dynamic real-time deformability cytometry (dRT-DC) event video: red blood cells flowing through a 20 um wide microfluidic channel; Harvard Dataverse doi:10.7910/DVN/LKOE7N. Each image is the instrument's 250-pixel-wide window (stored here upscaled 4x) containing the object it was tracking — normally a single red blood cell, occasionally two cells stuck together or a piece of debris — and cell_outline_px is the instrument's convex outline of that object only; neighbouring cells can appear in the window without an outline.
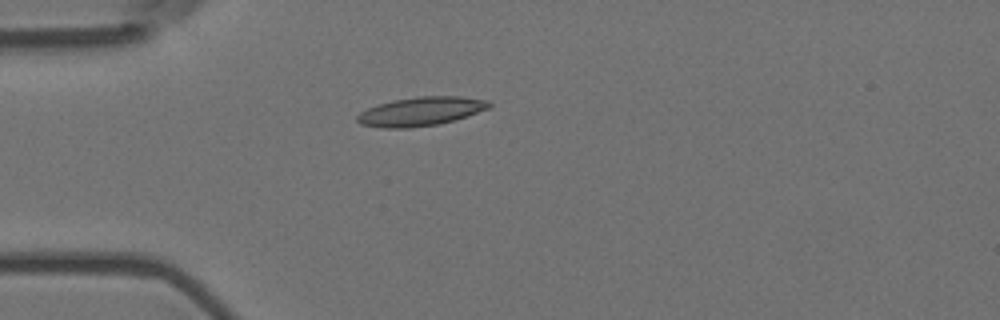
{"species": "Egyptian fruit bat (a non-hibernating species)", "species_latin": "Rousettus aegyptiacus", "temperature_condition": "room temperature", "stored_images_in_passage": 2, "camera_frame_rate_fps": 3000, "um_per_image_px": 0.085, "animal": {"sex": "female"}, "frame": {"image": 1, "passage_image": 1, "time_ms": 0.0, "image_size_px": [1000, 320], "cell_outline_px": [[492, 104], [488, 108], [468, 116], [440, 124], [408, 128], [384, 128], [360, 124], [356, 120], [356, 116], [360, 112], [368, 108], [392, 100], [420, 96], [460, 96], [488, 100]], "centroid_in_image_um": [35.77, 9.47], "position_along_channel_um": 49.2, "area_um2": 22.2}}